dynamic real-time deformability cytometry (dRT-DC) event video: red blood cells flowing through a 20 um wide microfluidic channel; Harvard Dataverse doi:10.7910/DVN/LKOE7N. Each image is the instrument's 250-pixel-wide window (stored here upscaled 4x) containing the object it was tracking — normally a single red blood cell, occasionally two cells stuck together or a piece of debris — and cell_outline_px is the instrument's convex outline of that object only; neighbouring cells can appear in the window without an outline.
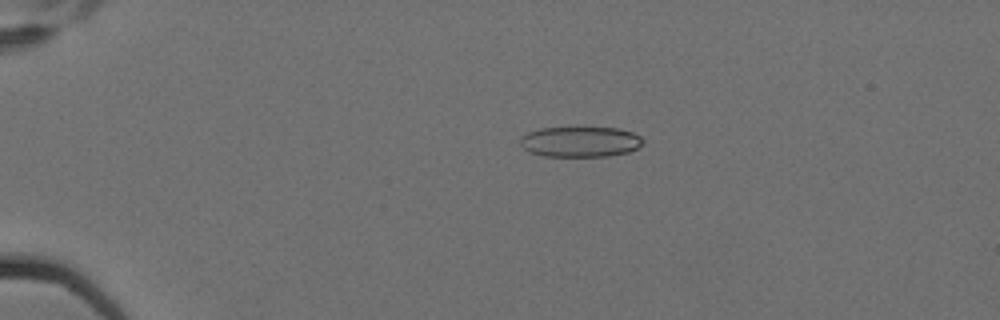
{"species": "Egyptian fruit bat (a non-hibernating species)", "species_latin": "Rousettus aegyptiacus", "temperature_condition": "cold", "stored_images_in_passage": 5, "camera_frame_rate_fps": 3000, "um_per_image_px": 0.085, "animal": {"sex": "female"}, "frame": {"image": 1, "passage_image": 4, "time_ms": 1.0, "image_size_px": [1000, 320], "cell_outline_px": [[644, 144], [628, 152], [608, 156], [544, 156], [528, 152], [520, 144], [520, 140], [528, 132], [540, 128], [576, 124], [620, 128], [632, 132], [640, 136], [644, 140]], "centroid_in_image_um": [49.33, 11.99], "position_along_channel_um": 35.7, "area_um2": 22.89}}